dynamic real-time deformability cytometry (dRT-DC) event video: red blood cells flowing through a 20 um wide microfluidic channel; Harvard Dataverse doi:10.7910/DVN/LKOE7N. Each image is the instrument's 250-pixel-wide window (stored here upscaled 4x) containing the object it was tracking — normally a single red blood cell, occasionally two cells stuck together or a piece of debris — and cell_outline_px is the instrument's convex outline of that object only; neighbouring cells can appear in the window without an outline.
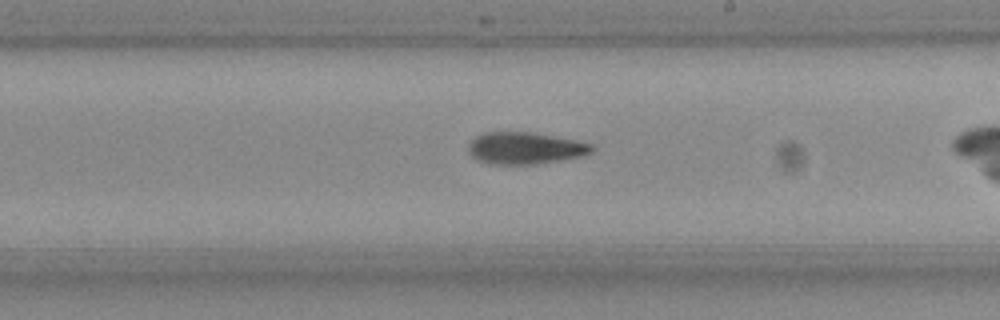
{"species": "Egyptian fruit bat (a non-hibernating species)", "species_latin": "Rousettus aegyptiacus", "temperature_condition": "room temperature", "stored_images_in_passage": 38, "camera_frame_rate_fps": 3000, "um_per_image_px": 0.085, "frame": {"image": 1, "passage_image": 27, "time_ms": 8.667, "image_size_px": [1000, 320], "cell_outline_px": [[596, 148], [592, 152], [580, 156], [560, 160], [532, 164], [492, 164], [476, 160], [468, 152], [468, 144], [476, 136], [484, 132], [532, 132], [576, 140], [592, 144]], "centroid_in_image_um": [44.62, 12.58], "position_along_channel_um": 244.4, "area_um2": 22.95}}